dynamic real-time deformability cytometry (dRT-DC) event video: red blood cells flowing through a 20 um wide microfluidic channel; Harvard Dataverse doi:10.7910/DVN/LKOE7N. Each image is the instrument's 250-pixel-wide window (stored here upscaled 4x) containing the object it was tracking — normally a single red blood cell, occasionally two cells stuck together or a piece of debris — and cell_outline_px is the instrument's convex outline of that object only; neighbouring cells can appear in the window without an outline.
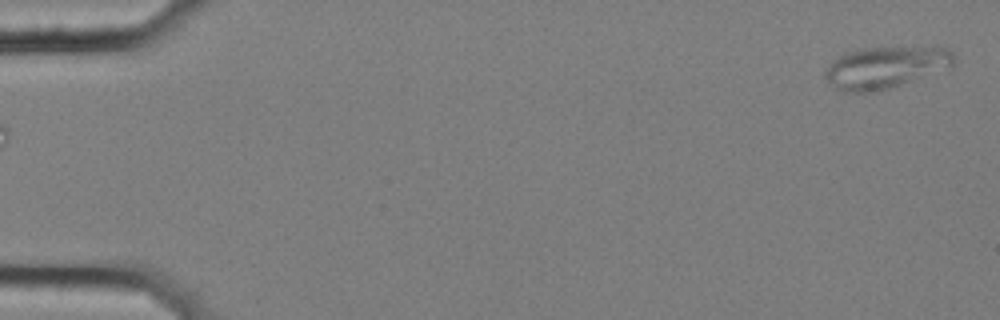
{"species": "common noctule bat (a hibernating species)", "species_latin": "Nyctalus noctula", "temperature_condition": "cold", "stored_images_in_passage": 2, "camera_frame_rate_fps": 3000, "um_per_image_px": 0.085, "animal": {"sex": "female", "body_mass_g": 25.1}, "frame": {"image": 1, "passage_image": 1, "time_ms": 0.0, "image_size_px": [1000, 320], "cell_outline_px": [[952, 64], [900, 84], [876, 92], [840, 92], [824, 76], [824, 72], [828, 64], [844, 52], [864, 48], [948, 48], [952, 52]], "centroid_in_image_um": [75.11, 5.73], "position_along_channel_um": 9.9, "area_um2": 30.23}}